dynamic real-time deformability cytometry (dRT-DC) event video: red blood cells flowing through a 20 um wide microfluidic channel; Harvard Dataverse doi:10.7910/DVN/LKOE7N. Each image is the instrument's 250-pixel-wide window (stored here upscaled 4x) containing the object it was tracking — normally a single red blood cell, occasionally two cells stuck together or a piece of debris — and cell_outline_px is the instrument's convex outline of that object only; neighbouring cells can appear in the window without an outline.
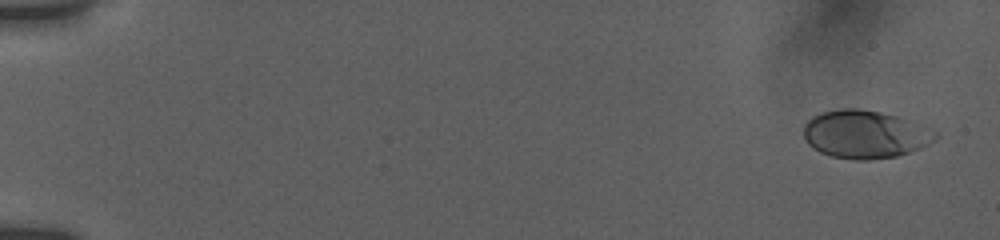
{"species": "human", "species_latin": "Homo sapiens", "temperature_condition": "room temperature", "stored_images_in_passage": 13, "camera_frame_rate_fps": 3000, "um_per_image_px": 0.085, "donor": {"sex": "female"}, "frame": {"image": 1, "passage_image": 2, "time_ms": 0.667, "image_size_px": [1000, 240], "cell_outline_px": [[936, 140], [920, 148], [896, 156], [868, 160], [856, 160], [832, 156], [820, 152], [812, 148], [804, 140], [804, 124], [812, 116], [820, 112], [840, 108], [860, 108], [900, 116], [924, 124], [936, 132]], "centroid_in_image_um": [73.52, 11.4], "position_along_channel_um": 11.5, "area_um2": 37.28}}
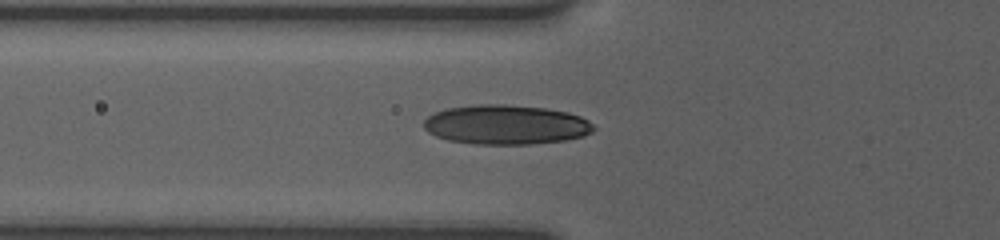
{"frame": {"image": 2, "passage_image": 11, "time_ms": 7.0, "image_size_px": [1000, 240], "cell_outline_px": [[596, 128], [592, 132], [584, 136], [564, 140], [532, 144], [476, 144], [448, 140], [436, 136], [428, 132], [424, 128], [424, 120], [428, 116], [436, 112], [448, 108], [476, 104], [504, 104], [548, 108], [568, 112], [580, 116], [588, 120]], "centroid_in_image_um": [43.02, 10.59], "position_along_channel_um": 82.8, "area_um2": 39.25}}
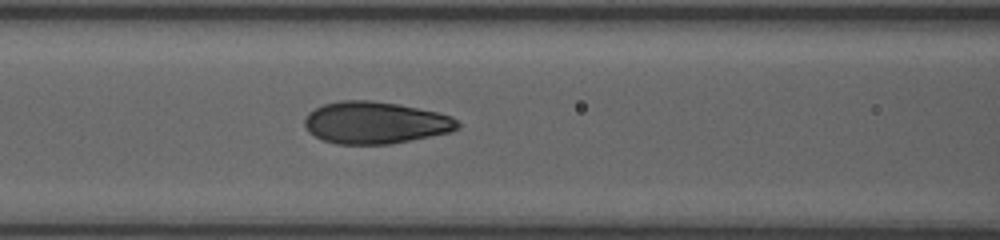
{"frame": {"image": 3, "passage_image": 13, "time_ms": 8.333, "image_size_px": [1000, 240], "cell_outline_px": [[460, 128], [452, 132], [392, 144], [336, 144], [324, 140], [308, 132], [304, 124], [304, 120], [308, 112], [324, 104], [340, 100], [372, 100], [396, 104], [436, 112], [452, 116], [460, 124]], "centroid_in_image_um": [31.91, 10.43], "position_along_channel_um": 134.7, "area_um2": 37.57}}